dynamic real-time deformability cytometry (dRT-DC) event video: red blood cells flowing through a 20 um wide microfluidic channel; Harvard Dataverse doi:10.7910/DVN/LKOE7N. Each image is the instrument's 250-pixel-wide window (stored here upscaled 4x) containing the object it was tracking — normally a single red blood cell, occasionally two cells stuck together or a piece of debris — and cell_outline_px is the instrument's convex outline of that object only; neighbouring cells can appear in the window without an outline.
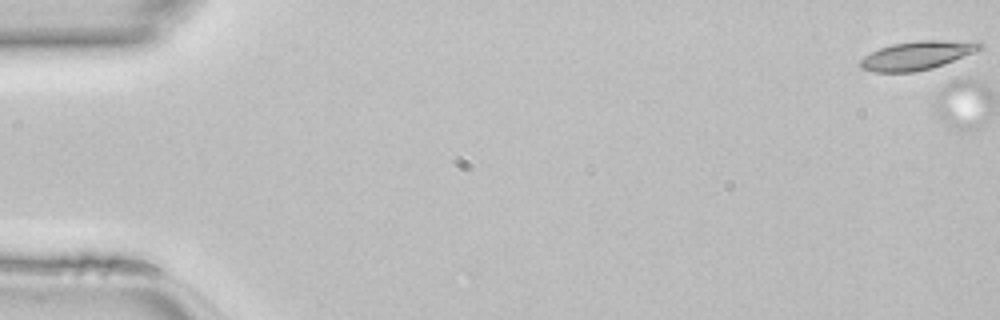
{"species": "common noctule bat (a hibernating species)", "species_latin": "Nyctalus noctula", "temperature_condition": "room temperature", "stored_images_in_passage": 2, "camera_frame_rate_fps": 3000, "um_per_image_px": 0.085, "animal": {"sex": "female", "body_mass_g": 22.7, "forearm_length_mm": 54.2}, "frame": {"image": 1, "passage_image": 1, "time_ms": 0.0, "image_size_px": [1000, 320], "cell_outline_px": [[984, 48], [932, 68], [912, 72], [872, 72], [860, 68], [856, 64], [864, 56], [880, 48], [892, 44], [916, 40], [980, 40], [984, 44]], "centroid_in_image_um": [77.97, 4.69], "position_along_channel_um": 7.0, "area_um2": 20.23}}